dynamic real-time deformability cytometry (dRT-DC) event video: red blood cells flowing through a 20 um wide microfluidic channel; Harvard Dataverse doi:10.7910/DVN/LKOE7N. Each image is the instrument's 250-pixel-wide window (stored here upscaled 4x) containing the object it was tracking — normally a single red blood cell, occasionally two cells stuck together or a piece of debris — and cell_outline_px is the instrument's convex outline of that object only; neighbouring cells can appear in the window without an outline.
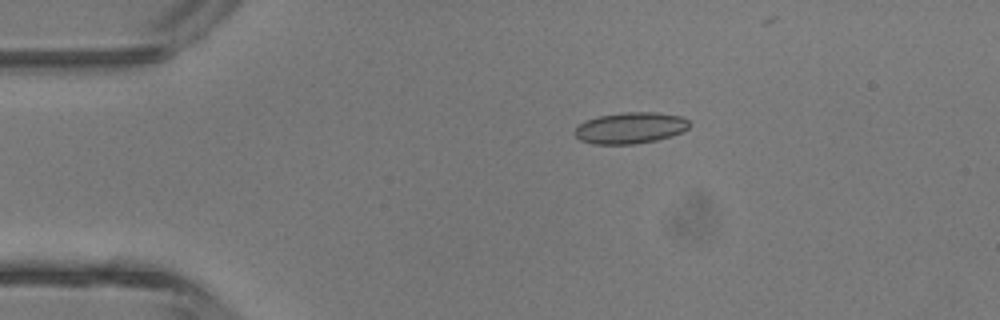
{"species": "common noctule bat (a hibernating species)", "species_latin": "Nyctalus noctula", "temperature_condition": "room temperature", "stored_images_in_passage": 4, "camera_frame_rate_fps": 3000, "um_per_image_px": 0.085, "animal": {"sex": "male", "body_mass_g": 13.3}, "frame": {"image": 1, "passage_image": 3, "time_ms": 2.333, "image_size_px": [1000, 320], "cell_outline_px": [[688, 128], [672, 136], [656, 140], [632, 144], [596, 144], [580, 140], [576, 136], [576, 128], [580, 124], [588, 120], [600, 116], [624, 112], [656, 112], [680, 116], [688, 120]], "centroid_in_image_um": [53.6, 10.87], "position_along_channel_um": 31.4, "area_um2": 20.52}}